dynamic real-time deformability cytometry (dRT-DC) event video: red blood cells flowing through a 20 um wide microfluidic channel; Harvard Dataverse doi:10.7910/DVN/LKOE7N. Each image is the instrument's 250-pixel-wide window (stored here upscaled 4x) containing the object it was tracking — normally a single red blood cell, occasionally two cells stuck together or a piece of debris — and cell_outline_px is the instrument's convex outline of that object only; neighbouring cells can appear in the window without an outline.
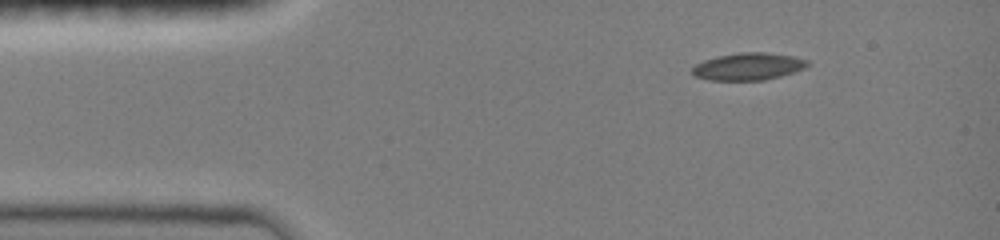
{"species": "common noctule bat (a hibernating species)", "species_latin": "Nyctalus noctula", "temperature_condition": "room temperature", "stored_images_in_passage": 3, "camera_frame_rate_fps": 3000, "um_per_image_px": 0.085, "animal": {"sex": "female", "body_mass_g": 19.0, "forearm_length_mm": 51.5}, "frame": {"image": 1, "passage_image": 1, "time_ms": 0.0, "image_size_px": [1000, 240], "cell_outline_px": [[808, 64], [804, 68], [780, 76], [764, 80], [708, 80], [692, 76], [692, 68], [696, 64], [704, 60], [716, 56], [740, 52], [764, 52], [792, 56], [808, 60]], "centroid_in_image_um": [63.55, 5.65], "position_along_channel_um": 21.5, "area_um2": 18.26}}
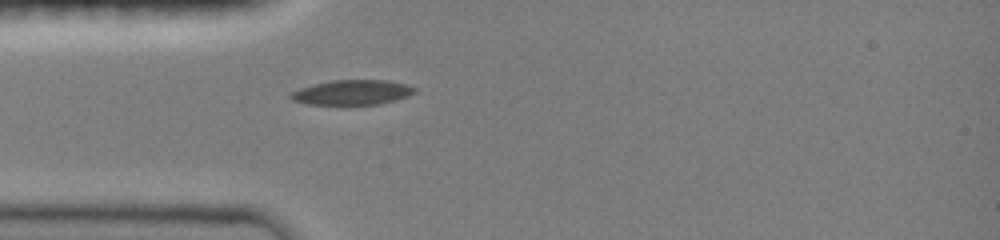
{"frame": {"image": 2, "passage_image": 3, "time_ms": 2.333, "image_size_px": [1000, 240], "cell_outline_px": [[416, 92], [408, 96], [396, 100], [380, 104], [308, 104], [292, 100], [288, 96], [292, 92], [300, 88], [332, 80], [388, 80], [404, 84], [416, 88]], "centroid_in_image_um": [29.96, 7.85], "position_along_channel_um": 55.0, "area_um2": 17.8}}